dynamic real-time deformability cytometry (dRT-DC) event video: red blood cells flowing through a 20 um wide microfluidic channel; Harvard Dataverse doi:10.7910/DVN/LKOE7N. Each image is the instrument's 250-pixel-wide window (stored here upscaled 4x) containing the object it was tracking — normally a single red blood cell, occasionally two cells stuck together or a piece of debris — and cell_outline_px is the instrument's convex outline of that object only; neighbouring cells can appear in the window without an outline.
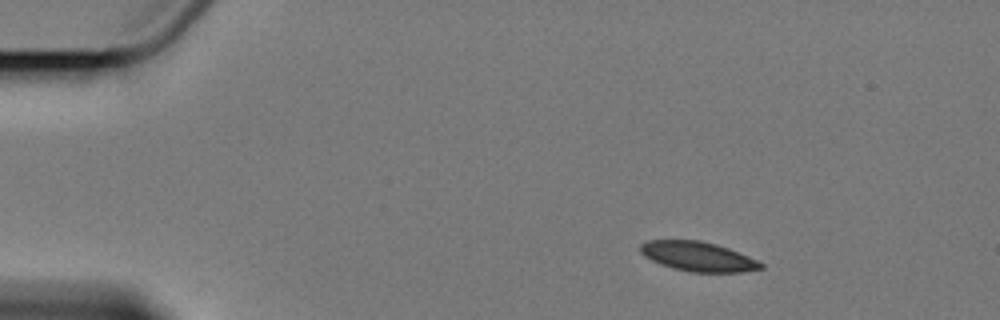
{"species": "Egyptian fruit bat (a non-hibernating species)", "species_latin": "Rousettus aegyptiacus", "temperature_condition": "cold", "stored_images_in_passage": 6, "camera_frame_rate_fps": 3000, "um_per_image_px": 0.085, "animal": {"sex": "female"}, "frame": {"image": 1, "passage_image": 1, "time_ms": 0.0, "image_size_px": [1000, 320], "cell_outline_px": [[764, 268], [740, 272], [692, 272], [672, 268], [660, 264], [644, 256], [640, 252], [640, 244], [648, 240], [700, 240], [716, 244], [728, 248], [748, 256], [764, 264]], "centroid_in_image_um": [59.31, 21.8], "position_along_channel_um": 25.7, "area_um2": 20.69}}
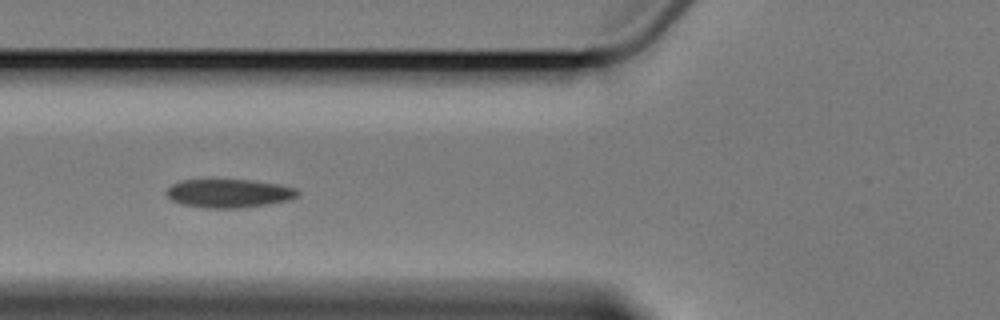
{"frame": {"image": 2, "passage_image": 5, "time_ms": 4.667, "image_size_px": [1000, 320], "cell_outline_px": [[300, 196], [288, 200], [268, 204], [240, 208], [204, 208], [180, 204], [172, 200], [164, 192], [172, 184], [180, 180], [252, 180], [276, 184], [296, 188], [300, 192]], "centroid_in_image_um": [19.45, 16.44], "position_along_channel_um": 106.3, "area_um2": 21.91}}
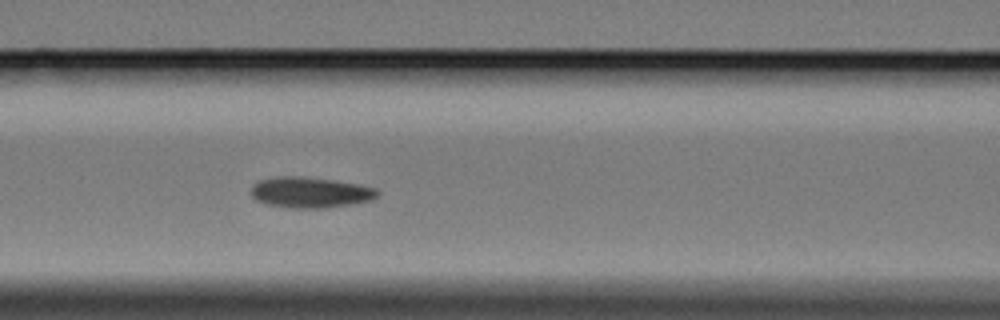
{"frame": {"image": 3, "passage_image": 6, "time_ms": 5.667, "image_size_px": [1000, 320], "cell_outline_px": [[380, 192], [372, 200], [352, 204], [324, 208], [292, 208], [268, 204], [256, 200], [252, 196], [252, 184], [260, 180], [280, 176], [304, 176], [332, 180], [356, 184], [376, 188]], "centroid_in_image_um": [26.37, 16.35], "position_along_channel_um": 140.2, "area_um2": 22.54}}